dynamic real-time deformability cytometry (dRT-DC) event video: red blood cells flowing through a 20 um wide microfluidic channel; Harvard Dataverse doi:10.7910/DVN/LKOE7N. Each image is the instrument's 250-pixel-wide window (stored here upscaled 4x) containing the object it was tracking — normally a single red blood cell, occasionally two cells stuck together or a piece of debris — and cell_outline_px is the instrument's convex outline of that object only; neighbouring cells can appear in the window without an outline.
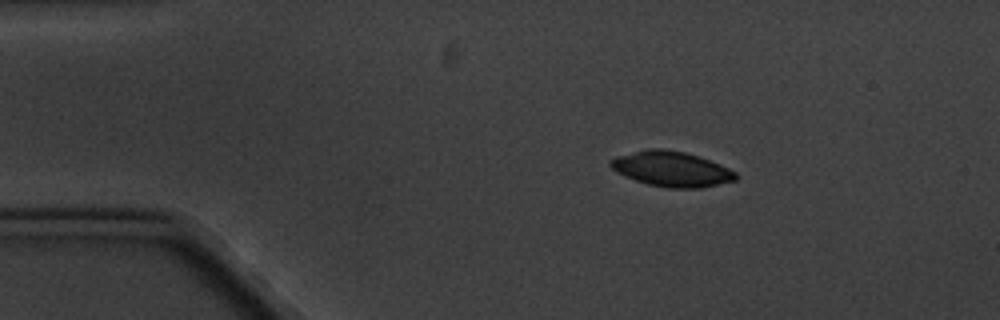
{"species": "common noctule bat (a hibernating species)", "species_latin": "Nyctalus noctula", "temperature_condition": "cold", "stored_images_in_passage": 4, "camera_frame_rate_fps": 3000, "um_per_image_px": 0.085, "animal": {"sex": "male", "body_mass_g": 20.1, "forearm_length_mm": 53.5}, "frame": {"image": 1, "passage_image": 2, "time_ms": 1.333, "image_size_px": [1000, 320], "cell_outline_px": [[736, 180], [700, 188], [668, 188], [648, 184], [624, 176], [616, 172], [608, 164], [608, 160], [616, 156], [648, 148], [660, 148], [684, 152], [700, 156], [720, 164], [736, 172]], "centroid_in_image_um": [57.05, 14.35], "position_along_channel_um": 28.0, "area_um2": 25.72}}